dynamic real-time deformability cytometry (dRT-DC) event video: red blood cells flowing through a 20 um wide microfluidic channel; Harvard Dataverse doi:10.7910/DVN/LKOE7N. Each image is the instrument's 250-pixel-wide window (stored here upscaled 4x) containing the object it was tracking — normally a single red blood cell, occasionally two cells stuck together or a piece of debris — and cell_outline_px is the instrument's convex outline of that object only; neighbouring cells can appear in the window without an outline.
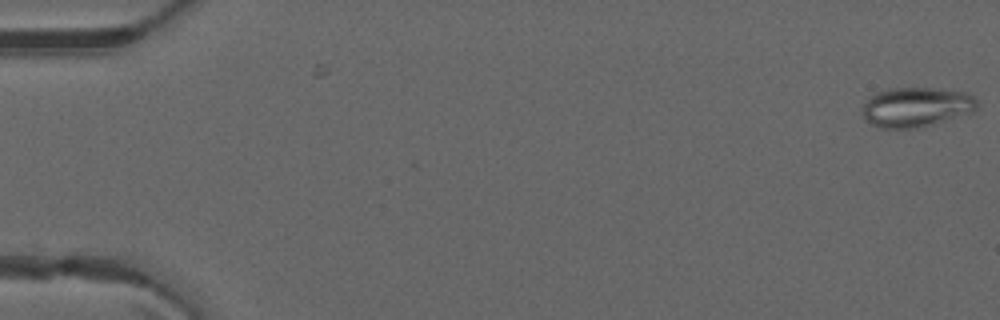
{"species": "common noctule bat (a hibernating species)", "species_latin": "Nyctalus noctula", "temperature_condition": "warm", "stored_images_in_passage": 3, "camera_frame_rate_fps": 3000, "um_per_image_px": 0.085, "animal": {"sex": "male", "forearm_length_mm": 52.5}, "frame": {"image": 1, "passage_image": 3, "time_ms": 0.667, "image_size_px": [1000, 320], "cell_outline_px": [[976, 108], [972, 112], [920, 128], [880, 128], [864, 120], [864, 104], [876, 92], [888, 88], [940, 88], [968, 92], [976, 100]], "centroid_in_image_um": [77.89, 9.09], "position_along_channel_um": 7.1, "area_um2": 26.47}}